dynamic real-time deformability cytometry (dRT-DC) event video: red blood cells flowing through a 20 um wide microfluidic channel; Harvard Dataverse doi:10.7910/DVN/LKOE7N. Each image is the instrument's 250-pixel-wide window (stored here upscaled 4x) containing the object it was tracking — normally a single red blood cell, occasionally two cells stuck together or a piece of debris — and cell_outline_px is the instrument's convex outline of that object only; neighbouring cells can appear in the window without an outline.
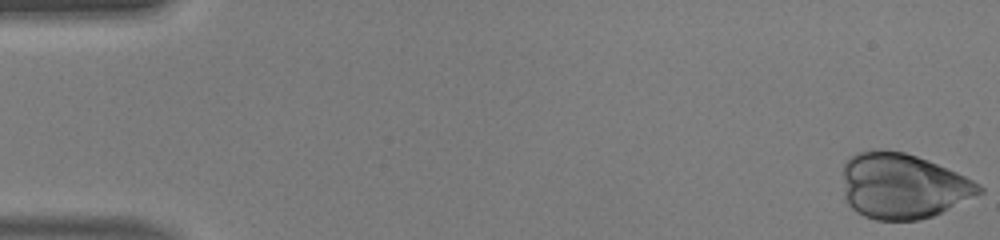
{"species": "human", "species_latin": "Homo sapiens", "temperature_condition": "warm", "stored_images_in_passage": 42, "camera_frame_rate_fps": 3000, "um_per_image_px": 0.085, "donor": {"sex": "male"}, "frame": {"image": 1, "passage_image": 1, "time_ms": 0.0, "image_size_px": [1000, 240], "cell_outline_px": [[984, 192], [932, 216], [920, 220], [876, 220], [864, 216], [856, 212], [844, 200], [844, 164], [856, 152], [872, 148], [880, 148], [904, 152], [928, 160], [956, 172], [980, 184], [984, 188]], "centroid_in_image_um": [76.71, 15.8], "position_along_channel_um": 8.3, "area_um2": 52.14}}
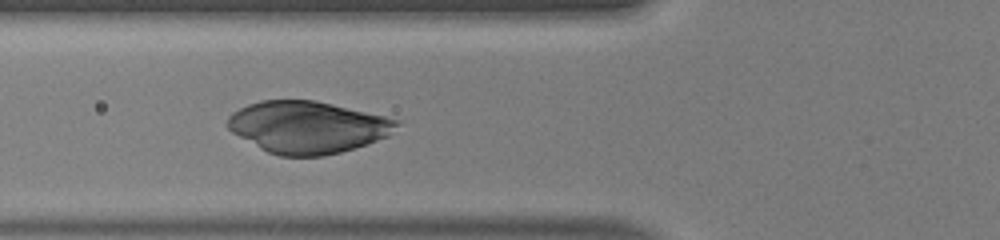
{"frame": {"image": 2, "passage_image": 19, "time_ms": 6.0, "image_size_px": [1000, 240], "cell_outline_px": [[400, 124], [388, 136], [340, 152], [324, 156], [280, 156], [268, 152], [260, 148], [232, 132], [224, 124], [228, 116], [232, 112], [248, 104], [260, 100], [316, 100], [384, 116], [400, 120]], "centroid_in_image_um": [26.11, 10.79], "position_along_channel_um": 99.7, "area_um2": 51.1}}
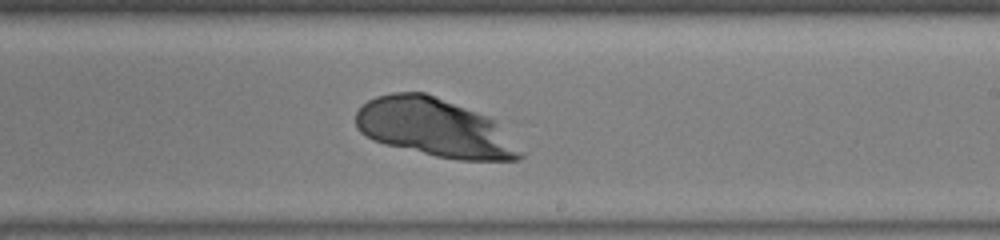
{"frame": {"image": 3, "passage_image": 30, "time_ms": 9.667, "image_size_px": [1000, 240], "cell_outline_px": [[528, 152], [520, 160], [456, 160], [436, 156], [384, 144], [372, 140], [360, 132], [356, 128], [356, 112], [368, 100], [376, 96], [392, 92], [424, 92], [488, 116], [496, 120]], "centroid_in_image_um": [37.04, 10.88], "position_along_channel_um": 252.0, "area_um2": 56.7}}